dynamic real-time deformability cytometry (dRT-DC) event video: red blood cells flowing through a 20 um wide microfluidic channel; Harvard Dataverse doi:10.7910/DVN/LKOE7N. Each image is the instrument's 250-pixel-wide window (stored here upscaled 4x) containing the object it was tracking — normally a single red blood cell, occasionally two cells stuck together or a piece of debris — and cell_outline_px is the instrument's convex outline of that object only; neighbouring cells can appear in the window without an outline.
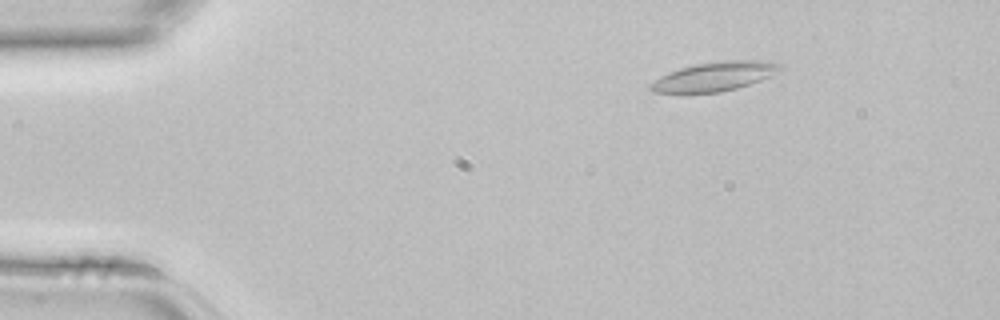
{"species": "common noctule bat (a hibernating species)", "species_latin": "Nyctalus noctula", "temperature_condition": "room temperature", "stored_images_in_passage": 2, "camera_frame_rate_fps": 3000, "um_per_image_px": 0.085, "animal": {"sex": "female", "body_mass_g": 22.7, "forearm_length_mm": 54.2}, "frame": {"image": 1, "passage_image": 1, "time_ms": 0.0, "image_size_px": [1000, 320], "cell_outline_px": [[784, 68], [780, 72], [760, 80], [736, 88], [720, 92], [652, 92], [648, 88], [648, 84], [660, 76], [668, 72], [680, 68], [696, 64], [720, 60], [760, 60], [784, 64]], "centroid_in_image_um": [60.76, 6.48], "position_along_channel_um": 24.2, "area_um2": 22.02}}